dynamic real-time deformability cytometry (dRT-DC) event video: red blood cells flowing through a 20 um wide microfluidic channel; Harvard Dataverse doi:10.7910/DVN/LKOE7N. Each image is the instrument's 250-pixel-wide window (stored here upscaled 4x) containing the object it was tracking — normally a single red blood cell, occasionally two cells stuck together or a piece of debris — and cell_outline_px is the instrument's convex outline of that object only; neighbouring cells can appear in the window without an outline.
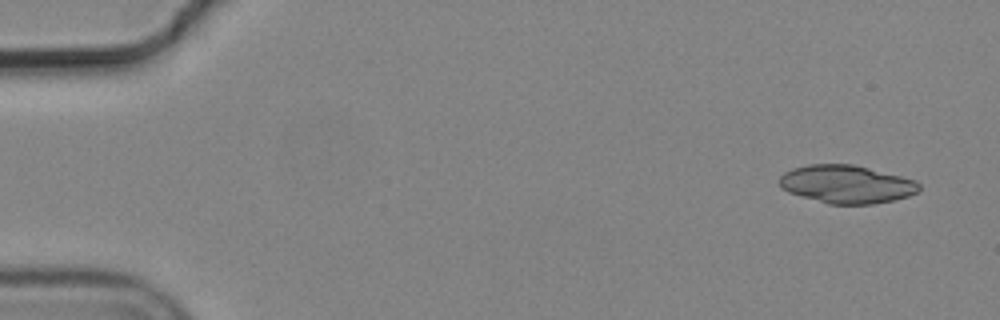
{"species": "common noctule bat (a hibernating species)", "species_latin": "Nyctalus noctula", "temperature_condition": "cold", "stored_images_in_passage": 6, "camera_frame_rate_fps": 3000, "um_per_image_px": 0.085, "animal": {"sex": "male", "body_mass_g": 19.2, "forearm_length_mm": 51.8}, "frame": {"image": 1, "passage_image": 1, "time_ms": 0.0, "image_size_px": [1000, 320], "cell_outline_px": [[920, 192], [896, 200], [872, 204], [828, 204], [800, 196], [788, 192], [780, 188], [780, 176], [784, 172], [792, 168], [808, 164], [852, 164], [916, 180], [920, 184]], "centroid_in_image_um": [71.95, 15.66], "position_along_channel_um": 13.0, "area_um2": 31.15}}